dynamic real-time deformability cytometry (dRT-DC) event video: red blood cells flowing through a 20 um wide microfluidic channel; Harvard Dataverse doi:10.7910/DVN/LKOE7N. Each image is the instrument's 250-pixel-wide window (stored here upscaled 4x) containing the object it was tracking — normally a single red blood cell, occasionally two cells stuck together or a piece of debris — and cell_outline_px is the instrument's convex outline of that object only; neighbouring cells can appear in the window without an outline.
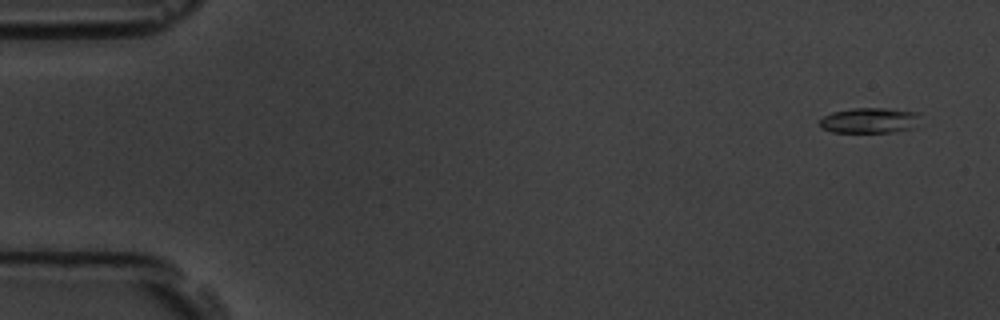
{"species": "common noctule bat (a hibernating species)", "species_latin": "Nyctalus noctula", "temperature_condition": "room temperature", "stored_images_in_passage": 5, "camera_frame_rate_fps": 3000, "um_per_image_px": 0.085, "animal": {"sex": "male", "body_mass_g": 19.5, "forearm_length_mm": 54.6}, "frame": {"image": 1, "passage_image": 1, "time_ms": 0.0, "image_size_px": [1000, 320], "cell_outline_px": [[920, 112], [912, 128], [892, 132], [832, 132], [820, 128], [820, 120], [824, 116], [832, 112], [852, 108], [884, 108]], "centroid_in_image_um": [73.85, 10.23], "position_along_channel_um": 11.1, "area_um2": 14.74}}
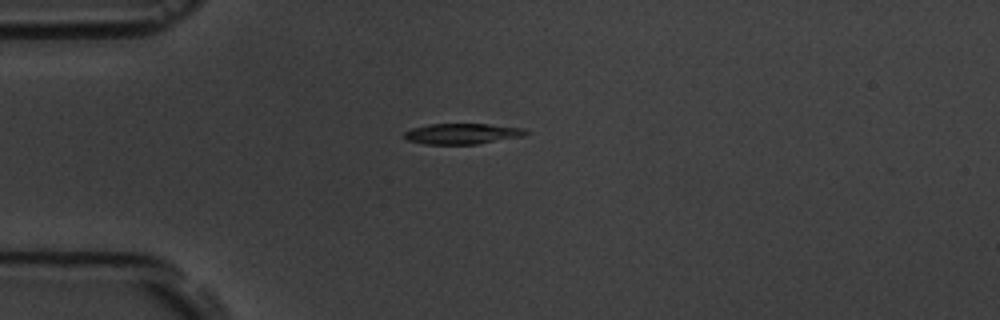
{"frame": {"image": 2, "passage_image": 4, "time_ms": 4.0, "image_size_px": [1000, 320], "cell_outline_px": [[532, 132], [524, 136], [476, 144], [424, 144], [408, 140], [404, 136], [404, 132], [412, 128], [428, 124], [488, 124], [524, 128]], "centroid_in_image_um": [39.33, 11.36], "position_along_channel_um": 45.7, "area_um2": 14.68}}
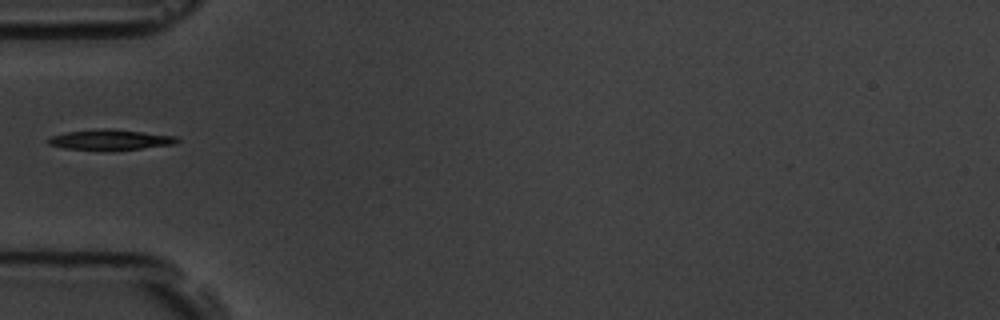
{"frame": {"image": 3, "passage_image": 5, "time_ms": 5.333, "image_size_px": [1000, 320], "cell_outline_px": [[180, 140], [176, 144], [140, 148], [64, 148], [48, 144], [44, 140], [52, 136], [64, 132], [100, 128], [108, 128], [176, 136]], "centroid_in_image_um": [9.35, 11.83], "position_along_channel_um": 75.7, "area_um2": 14.68}}